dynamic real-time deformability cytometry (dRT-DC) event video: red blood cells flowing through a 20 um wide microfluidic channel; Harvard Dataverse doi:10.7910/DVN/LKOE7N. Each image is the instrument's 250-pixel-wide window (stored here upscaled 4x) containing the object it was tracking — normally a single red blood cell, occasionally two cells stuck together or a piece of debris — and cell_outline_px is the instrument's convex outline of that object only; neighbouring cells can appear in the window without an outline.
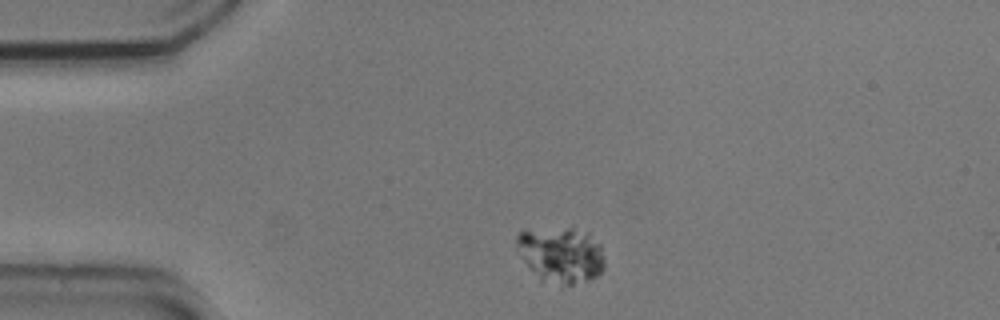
{"species": "common noctule bat (a hibernating species)", "species_latin": "Nyctalus noctula", "temperature_condition": "cold", "stored_images_in_passage": 4, "camera_frame_rate_fps": 3000, "um_per_image_px": 0.085, "animal": {"sex": "male", "body_mass_g": 20.5, "forearm_length_mm": 52.5}, "frame": {"image": 1, "passage_image": 4, "time_ms": 1.0, "image_size_px": [1000, 320], "cell_outline_px": [[604, 268], [596, 276], [588, 280], [572, 284], [568, 284], [540, 280], [524, 260], [516, 244], [516, 236], [520, 232], [568, 228], [572, 228], [588, 232], [600, 244], [604, 260]], "centroid_in_image_um": [47.73, 21.65], "position_along_channel_um": 37.3, "area_um2": 27.8}}